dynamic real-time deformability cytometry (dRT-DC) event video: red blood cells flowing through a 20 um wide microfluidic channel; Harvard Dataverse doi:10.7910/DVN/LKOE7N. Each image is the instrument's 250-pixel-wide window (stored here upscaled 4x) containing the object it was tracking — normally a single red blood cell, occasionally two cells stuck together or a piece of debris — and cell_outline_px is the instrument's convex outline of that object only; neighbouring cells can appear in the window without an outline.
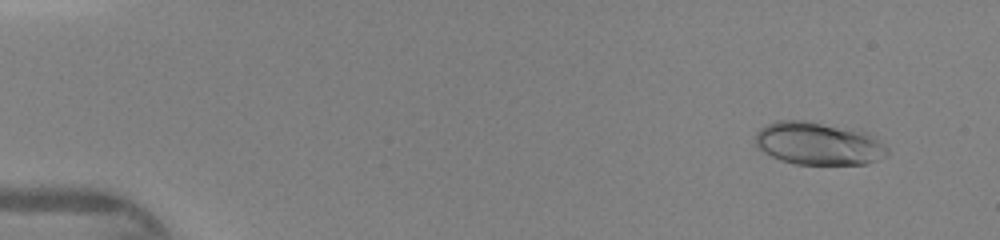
{"species": "human", "species_latin": "Homo sapiens", "temperature_condition": "warm", "stored_images_in_passage": 45, "camera_frame_rate_fps": 3000, "um_per_image_px": 0.085, "donor": {"sex": "female"}, "frame": {"image": 1, "passage_image": 3, "time_ms": 0.667, "image_size_px": [1000, 240], "cell_outline_px": [[888, 156], [864, 164], [796, 164], [780, 160], [764, 152], [756, 144], [756, 132], [760, 128], [776, 120], [808, 120], [860, 128], [868, 132], [884, 144], [888, 148]], "centroid_in_image_um": [69.62, 12.17], "position_along_channel_um": 15.4, "area_um2": 33.52}}
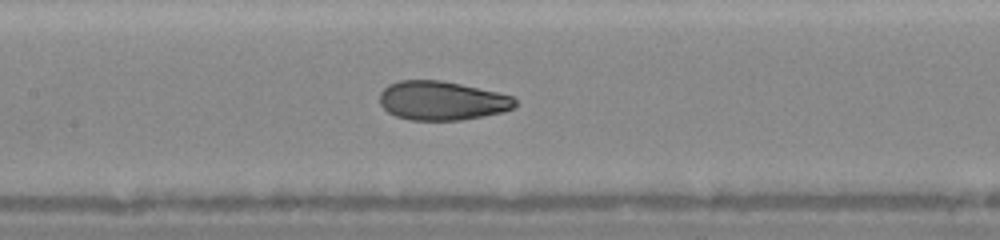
{"frame": {"image": 2, "passage_image": 22, "time_ms": 7.0, "image_size_px": [1000, 240], "cell_outline_px": [[516, 104], [512, 108], [504, 112], [484, 116], [460, 120], [408, 120], [396, 116], [388, 112], [380, 104], [380, 92], [388, 84], [400, 80], [440, 80], [460, 84], [496, 92], [512, 96], [516, 100]], "centroid_in_image_um": [37.54, 8.56], "position_along_channel_um": 169.9, "area_um2": 30.75}}
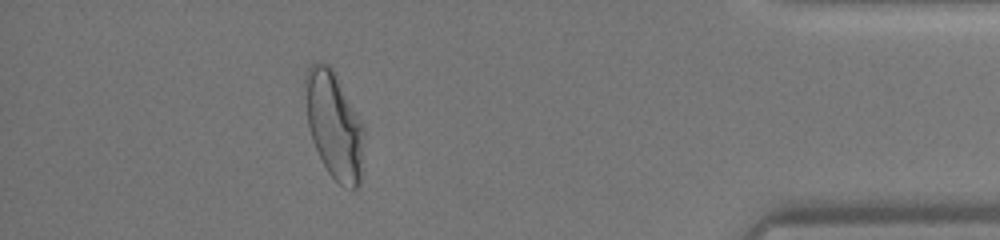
{"frame": {"image": 3, "passage_image": 41, "time_ms": 13.333, "image_size_px": [1000, 240], "cell_outline_px": [[364, 132], [360, 184], [356, 188], [352, 188], [340, 184], [328, 172], [312, 140], [308, 124], [304, 80], [304, 76], [308, 68], [316, 60], [320, 60], [328, 64], [332, 68], [364, 124]], "centroid_in_image_um": [28.4, 10.59], "position_along_channel_um": 406.8, "area_um2": 36.53}}